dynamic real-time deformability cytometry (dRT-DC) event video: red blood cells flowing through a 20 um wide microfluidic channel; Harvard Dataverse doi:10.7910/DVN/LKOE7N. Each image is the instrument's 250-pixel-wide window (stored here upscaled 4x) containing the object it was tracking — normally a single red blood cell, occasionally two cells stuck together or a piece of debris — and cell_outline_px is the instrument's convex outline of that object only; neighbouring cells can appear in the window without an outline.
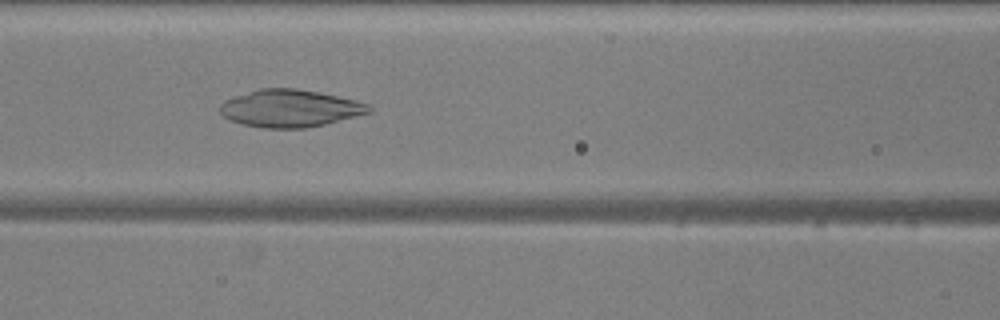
{"species": "common noctule bat (a hibernating species)", "species_latin": "Nyctalus noctula", "temperature_condition": "warm", "stored_images_in_passage": 45, "camera_frame_rate_fps": 3000, "um_per_image_px": 0.085, "animal": {"sex": "male", "body_mass_g": 20.5, "forearm_length_mm": 52.5}, "frame": {"image": 1, "passage_image": 21, "time_ms": 6.667, "image_size_px": [1000, 320], "cell_outline_px": [[372, 112], [324, 124], [304, 128], [264, 128], [244, 124], [232, 120], [224, 116], [220, 112], [220, 104], [224, 100], [260, 88], [296, 88], [336, 96], [368, 104], [372, 108]], "centroid_in_image_um": [24.64, 9.21], "position_along_channel_um": 142.0, "area_um2": 31.96}}
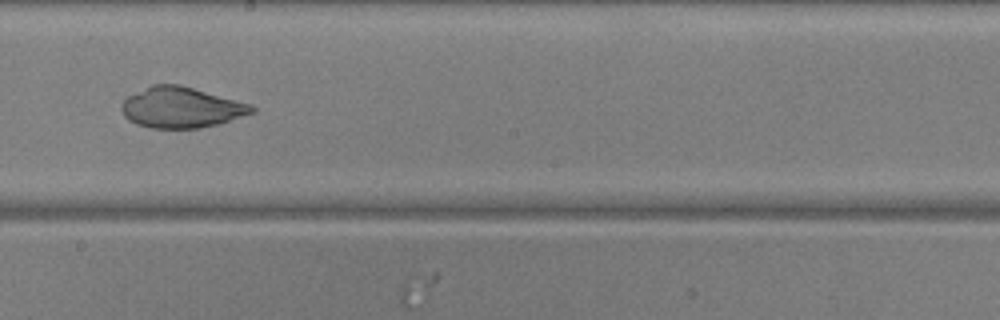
{"frame": {"image": 2, "passage_image": 28, "time_ms": 9.0, "image_size_px": [1000, 320], "cell_outline_px": [[256, 112], [220, 124], [200, 128], [152, 128], [136, 124], [128, 120], [124, 116], [120, 108], [120, 104], [128, 96], [152, 84], [180, 84], [248, 104], [256, 108]], "centroid_in_image_um": [15.38, 9.15], "position_along_channel_um": 232.8, "area_um2": 30.87}}
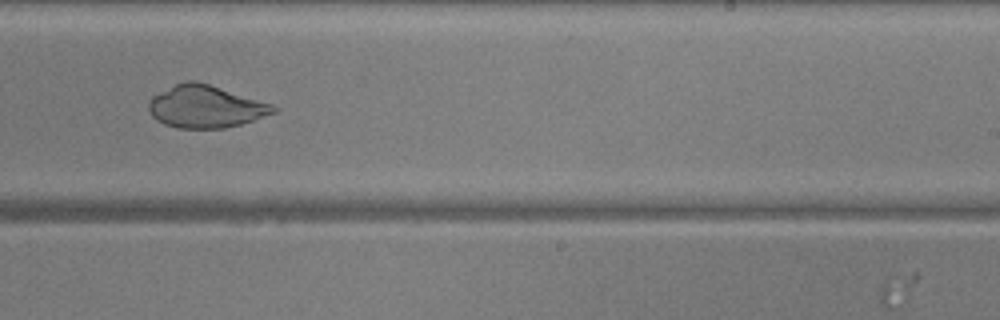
{"frame": {"image": 3, "passage_image": 31, "time_ms": 10.0, "image_size_px": [1000, 320], "cell_outline_px": [[280, 108], [276, 112], [240, 124], [224, 128], [176, 128], [164, 124], [156, 120], [152, 116], [148, 108], [148, 104], [152, 96], [184, 80], [196, 80], [272, 104]], "centroid_in_image_um": [17.46, 9.06], "position_along_channel_um": 271.5, "area_um2": 30.63}}